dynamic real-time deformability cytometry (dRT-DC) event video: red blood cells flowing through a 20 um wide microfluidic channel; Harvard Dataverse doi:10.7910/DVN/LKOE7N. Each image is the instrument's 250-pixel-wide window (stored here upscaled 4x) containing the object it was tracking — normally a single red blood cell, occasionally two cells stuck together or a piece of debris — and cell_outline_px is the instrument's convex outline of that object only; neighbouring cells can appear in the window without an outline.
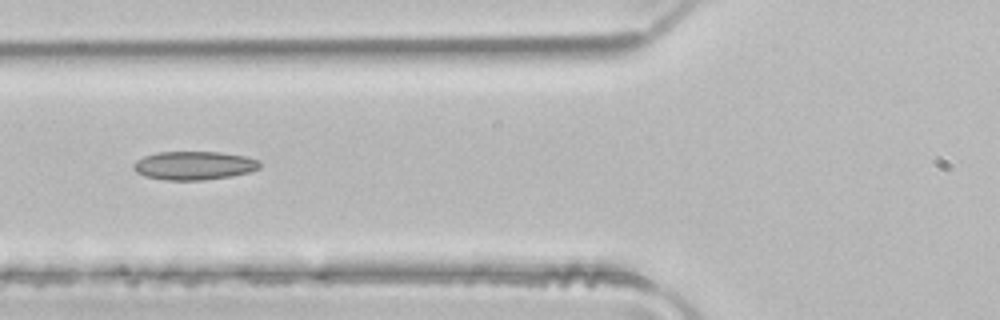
{"species": "common noctule bat (a hibernating species)", "species_latin": "Nyctalus noctula", "temperature_condition": "room temperature", "stored_images_in_passage": 4, "camera_frame_rate_fps": 3000, "um_per_image_px": 0.085, "animal": {"sex": "male", "body_mass_g": 21.5, "forearm_length_mm": 52.0}, "frame": {"image": 1, "passage_image": 4, "time_ms": 1.0, "image_size_px": [1000, 320], "cell_outline_px": [[260, 168], [248, 172], [232, 176], [204, 180], [164, 180], [144, 176], [136, 172], [132, 168], [132, 164], [136, 160], [144, 156], [156, 152], [220, 152], [248, 156], [260, 160]], "centroid_in_image_um": [16.48, 14.07], "position_along_channel_um": 109.3, "area_um2": 21.27}}